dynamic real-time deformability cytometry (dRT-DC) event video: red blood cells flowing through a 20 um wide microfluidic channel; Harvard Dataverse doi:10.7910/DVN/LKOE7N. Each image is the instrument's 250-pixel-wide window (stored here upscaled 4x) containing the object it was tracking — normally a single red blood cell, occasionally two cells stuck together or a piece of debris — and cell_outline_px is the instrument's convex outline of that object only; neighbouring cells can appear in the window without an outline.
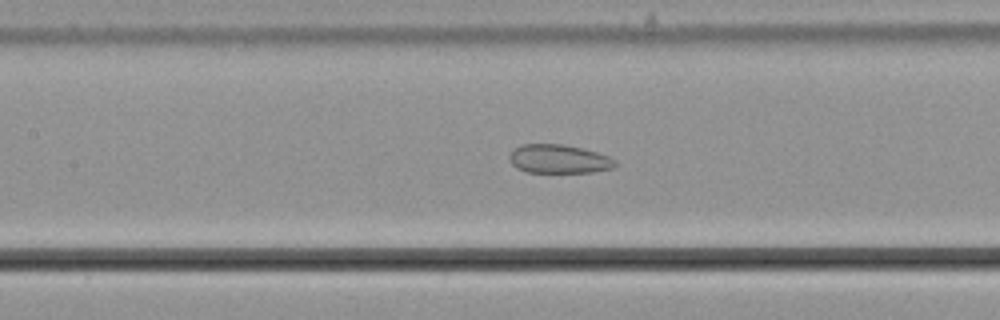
{"species": "common noctule bat (a hibernating species)", "species_latin": "Nyctalus noctula", "temperature_condition": "cold", "stored_images_in_passage": 55, "camera_frame_rate_fps": 3000, "um_per_image_px": 0.085, "animal": {"sex": "male", "body_mass_g": 21.5, "forearm_length_mm": 52.0}, "frame": {"image": 1, "passage_image": 25, "time_ms": 8.0, "image_size_px": [1000, 320], "cell_outline_px": [[616, 164], [612, 168], [592, 172], [528, 172], [516, 168], [512, 164], [508, 156], [516, 148], [524, 144], [564, 144], [584, 148], [608, 156], [616, 160]], "centroid_in_image_um": [47.51, 13.51], "position_along_channel_um": 159.9, "area_um2": 17.63}}
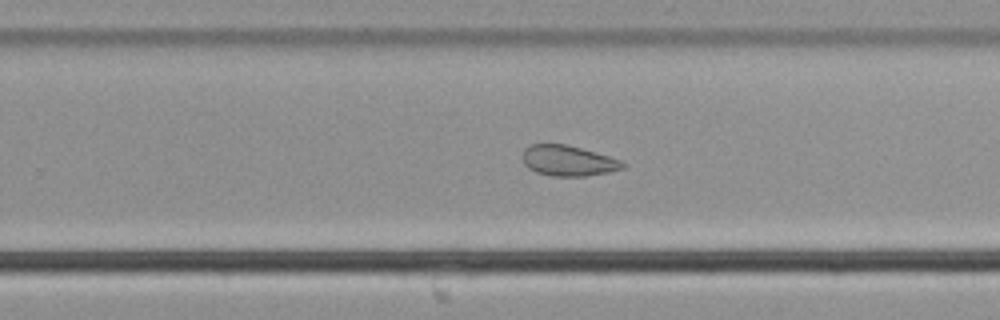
{"frame": {"image": 2, "passage_image": 35, "time_ms": 11.333, "image_size_px": [1000, 320], "cell_outline_px": [[624, 168], [608, 172], [584, 176], [552, 176], [536, 172], [528, 168], [524, 164], [524, 148], [532, 144], [564, 144], [580, 148], [608, 156], [620, 160], [624, 164]], "centroid_in_image_um": [48.27, 13.67], "position_along_channel_um": 281.5, "area_um2": 17.51}}
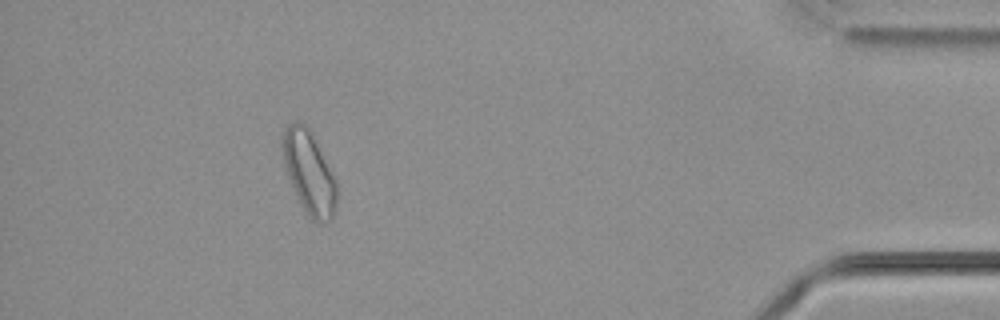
{"frame": {"image": 3, "passage_image": 50, "time_ms": 16.333, "image_size_px": [1000, 320], "cell_outline_px": [[340, 192], [336, 208], [332, 216], [324, 224], [320, 224], [312, 220], [308, 216], [300, 204], [292, 184], [284, 160], [284, 132], [288, 124], [292, 120], [296, 120], [308, 128], [336, 180]], "centroid_in_image_um": [26.34, 14.75], "position_along_channel_um": 408.9, "area_um2": 25.55}, "authors_computed_cell_mechanics": {"area_um2": 23.3512, "velocity_mm_per_s": 3.6557, "shape_relaxation_time_tau1_ms": null, "shape_relaxation_time_tau2_ms": 2.1044, "deformation_change_tau1": null, "deformation_change_tau2": 0.0793}}